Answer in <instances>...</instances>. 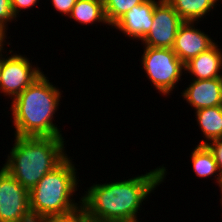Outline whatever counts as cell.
Listing matches in <instances>:
<instances>
[{
	"instance_id": "1",
	"label": "cell",
	"mask_w": 222,
	"mask_h": 222,
	"mask_svg": "<svg viewBox=\"0 0 222 222\" xmlns=\"http://www.w3.org/2000/svg\"><path fill=\"white\" fill-rule=\"evenodd\" d=\"M166 168L162 164L132 178L93 183L81 195V210L90 222L139 221L143 201L165 182Z\"/></svg>"
},
{
	"instance_id": "24",
	"label": "cell",
	"mask_w": 222,
	"mask_h": 222,
	"mask_svg": "<svg viewBox=\"0 0 222 222\" xmlns=\"http://www.w3.org/2000/svg\"><path fill=\"white\" fill-rule=\"evenodd\" d=\"M26 222H49V218H31Z\"/></svg>"
},
{
	"instance_id": "13",
	"label": "cell",
	"mask_w": 222,
	"mask_h": 222,
	"mask_svg": "<svg viewBox=\"0 0 222 222\" xmlns=\"http://www.w3.org/2000/svg\"><path fill=\"white\" fill-rule=\"evenodd\" d=\"M195 116L204 138L198 145H205L214 139L222 138V106L198 109L195 111Z\"/></svg>"
},
{
	"instance_id": "21",
	"label": "cell",
	"mask_w": 222,
	"mask_h": 222,
	"mask_svg": "<svg viewBox=\"0 0 222 222\" xmlns=\"http://www.w3.org/2000/svg\"><path fill=\"white\" fill-rule=\"evenodd\" d=\"M205 145L213 153L214 158L217 162L218 168L220 172L222 173V138L214 139Z\"/></svg>"
},
{
	"instance_id": "3",
	"label": "cell",
	"mask_w": 222,
	"mask_h": 222,
	"mask_svg": "<svg viewBox=\"0 0 222 222\" xmlns=\"http://www.w3.org/2000/svg\"><path fill=\"white\" fill-rule=\"evenodd\" d=\"M64 137L14 136L3 168L27 190H31L67 157Z\"/></svg>"
},
{
	"instance_id": "11",
	"label": "cell",
	"mask_w": 222,
	"mask_h": 222,
	"mask_svg": "<svg viewBox=\"0 0 222 222\" xmlns=\"http://www.w3.org/2000/svg\"><path fill=\"white\" fill-rule=\"evenodd\" d=\"M190 81L186 89L182 90L181 96L194 111L222 106V77Z\"/></svg>"
},
{
	"instance_id": "6",
	"label": "cell",
	"mask_w": 222,
	"mask_h": 222,
	"mask_svg": "<svg viewBox=\"0 0 222 222\" xmlns=\"http://www.w3.org/2000/svg\"><path fill=\"white\" fill-rule=\"evenodd\" d=\"M7 51H2L0 93L13 100L44 72L38 64L33 65L27 56L13 50Z\"/></svg>"
},
{
	"instance_id": "26",
	"label": "cell",
	"mask_w": 222,
	"mask_h": 222,
	"mask_svg": "<svg viewBox=\"0 0 222 222\" xmlns=\"http://www.w3.org/2000/svg\"><path fill=\"white\" fill-rule=\"evenodd\" d=\"M2 52L0 53V69H1Z\"/></svg>"
},
{
	"instance_id": "17",
	"label": "cell",
	"mask_w": 222,
	"mask_h": 222,
	"mask_svg": "<svg viewBox=\"0 0 222 222\" xmlns=\"http://www.w3.org/2000/svg\"><path fill=\"white\" fill-rule=\"evenodd\" d=\"M146 0H103L104 13L109 26H113L133 6L139 5Z\"/></svg>"
},
{
	"instance_id": "18",
	"label": "cell",
	"mask_w": 222,
	"mask_h": 222,
	"mask_svg": "<svg viewBox=\"0 0 222 222\" xmlns=\"http://www.w3.org/2000/svg\"><path fill=\"white\" fill-rule=\"evenodd\" d=\"M16 18L11 7V0H0V29L7 33L10 22H15Z\"/></svg>"
},
{
	"instance_id": "12",
	"label": "cell",
	"mask_w": 222,
	"mask_h": 222,
	"mask_svg": "<svg viewBox=\"0 0 222 222\" xmlns=\"http://www.w3.org/2000/svg\"><path fill=\"white\" fill-rule=\"evenodd\" d=\"M218 43L186 62L185 74L189 73L195 80L222 77V48Z\"/></svg>"
},
{
	"instance_id": "19",
	"label": "cell",
	"mask_w": 222,
	"mask_h": 222,
	"mask_svg": "<svg viewBox=\"0 0 222 222\" xmlns=\"http://www.w3.org/2000/svg\"><path fill=\"white\" fill-rule=\"evenodd\" d=\"M39 2L40 0H11V7L15 18L17 19L21 15V10L23 12L27 9L30 10L31 7L33 8Z\"/></svg>"
},
{
	"instance_id": "8",
	"label": "cell",
	"mask_w": 222,
	"mask_h": 222,
	"mask_svg": "<svg viewBox=\"0 0 222 222\" xmlns=\"http://www.w3.org/2000/svg\"><path fill=\"white\" fill-rule=\"evenodd\" d=\"M183 22L166 0H160L154 8L153 25L141 40V44L147 47L172 49L178 28Z\"/></svg>"
},
{
	"instance_id": "7",
	"label": "cell",
	"mask_w": 222,
	"mask_h": 222,
	"mask_svg": "<svg viewBox=\"0 0 222 222\" xmlns=\"http://www.w3.org/2000/svg\"><path fill=\"white\" fill-rule=\"evenodd\" d=\"M33 218L29 190L0 168V222H26Z\"/></svg>"
},
{
	"instance_id": "20",
	"label": "cell",
	"mask_w": 222,
	"mask_h": 222,
	"mask_svg": "<svg viewBox=\"0 0 222 222\" xmlns=\"http://www.w3.org/2000/svg\"><path fill=\"white\" fill-rule=\"evenodd\" d=\"M77 0H51L50 3L53 9L58 11L61 16L68 17L71 13L72 8L76 4Z\"/></svg>"
},
{
	"instance_id": "5",
	"label": "cell",
	"mask_w": 222,
	"mask_h": 222,
	"mask_svg": "<svg viewBox=\"0 0 222 222\" xmlns=\"http://www.w3.org/2000/svg\"><path fill=\"white\" fill-rule=\"evenodd\" d=\"M141 66L145 71L148 81L160 95L169 97L173 94L181 76L185 73V64L169 48H154L143 46Z\"/></svg>"
},
{
	"instance_id": "23",
	"label": "cell",
	"mask_w": 222,
	"mask_h": 222,
	"mask_svg": "<svg viewBox=\"0 0 222 222\" xmlns=\"http://www.w3.org/2000/svg\"><path fill=\"white\" fill-rule=\"evenodd\" d=\"M7 33L4 31V30H2V29H0V53L5 49V45H11V43L8 41H6V39H7V35H6ZM5 43V44H4Z\"/></svg>"
},
{
	"instance_id": "25",
	"label": "cell",
	"mask_w": 222,
	"mask_h": 222,
	"mask_svg": "<svg viewBox=\"0 0 222 222\" xmlns=\"http://www.w3.org/2000/svg\"><path fill=\"white\" fill-rule=\"evenodd\" d=\"M219 190H220V196H221V198H220V203H221V206H222V175H221V181H220V184H219Z\"/></svg>"
},
{
	"instance_id": "16",
	"label": "cell",
	"mask_w": 222,
	"mask_h": 222,
	"mask_svg": "<svg viewBox=\"0 0 222 222\" xmlns=\"http://www.w3.org/2000/svg\"><path fill=\"white\" fill-rule=\"evenodd\" d=\"M68 18L84 26L97 22L109 26L105 13L103 0H77Z\"/></svg>"
},
{
	"instance_id": "22",
	"label": "cell",
	"mask_w": 222,
	"mask_h": 222,
	"mask_svg": "<svg viewBox=\"0 0 222 222\" xmlns=\"http://www.w3.org/2000/svg\"><path fill=\"white\" fill-rule=\"evenodd\" d=\"M49 222H90V221L85 216L84 212L80 209L78 212L67 217L49 218Z\"/></svg>"
},
{
	"instance_id": "14",
	"label": "cell",
	"mask_w": 222,
	"mask_h": 222,
	"mask_svg": "<svg viewBox=\"0 0 222 222\" xmlns=\"http://www.w3.org/2000/svg\"><path fill=\"white\" fill-rule=\"evenodd\" d=\"M183 21L200 22L207 19L218 2L222 0H166ZM202 19V20H201Z\"/></svg>"
},
{
	"instance_id": "2",
	"label": "cell",
	"mask_w": 222,
	"mask_h": 222,
	"mask_svg": "<svg viewBox=\"0 0 222 222\" xmlns=\"http://www.w3.org/2000/svg\"><path fill=\"white\" fill-rule=\"evenodd\" d=\"M46 74L39 76L16 98L11 100L14 136L63 137L54 123L62 92Z\"/></svg>"
},
{
	"instance_id": "15",
	"label": "cell",
	"mask_w": 222,
	"mask_h": 222,
	"mask_svg": "<svg viewBox=\"0 0 222 222\" xmlns=\"http://www.w3.org/2000/svg\"><path fill=\"white\" fill-rule=\"evenodd\" d=\"M191 167L196 176L201 179L216 178L217 185L221 181V175L213 153L206 145H196L190 153ZM208 177V178H207Z\"/></svg>"
},
{
	"instance_id": "10",
	"label": "cell",
	"mask_w": 222,
	"mask_h": 222,
	"mask_svg": "<svg viewBox=\"0 0 222 222\" xmlns=\"http://www.w3.org/2000/svg\"><path fill=\"white\" fill-rule=\"evenodd\" d=\"M160 0H146L145 2L133 6L122 18H120L111 28L124 34L131 40L141 41L150 31L153 25V13L155 5Z\"/></svg>"
},
{
	"instance_id": "9",
	"label": "cell",
	"mask_w": 222,
	"mask_h": 222,
	"mask_svg": "<svg viewBox=\"0 0 222 222\" xmlns=\"http://www.w3.org/2000/svg\"><path fill=\"white\" fill-rule=\"evenodd\" d=\"M197 23L199 24V22L184 21L175 37L172 50L184 64L216 43L211 36L197 27Z\"/></svg>"
},
{
	"instance_id": "4",
	"label": "cell",
	"mask_w": 222,
	"mask_h": 222,
	"mask_svg": "<svg viewBox=\"0 0 222 222\" xmlns=\"http://www.w3.org/2000/svg\"><path fill=\"white\" fill-rule=\"evenodd\" d=\"M75 166L68 156L29 191L33 218L67 217L81 209V197L77 202L72 198L80 181Z\"/></svg>"
}]
</instances>
